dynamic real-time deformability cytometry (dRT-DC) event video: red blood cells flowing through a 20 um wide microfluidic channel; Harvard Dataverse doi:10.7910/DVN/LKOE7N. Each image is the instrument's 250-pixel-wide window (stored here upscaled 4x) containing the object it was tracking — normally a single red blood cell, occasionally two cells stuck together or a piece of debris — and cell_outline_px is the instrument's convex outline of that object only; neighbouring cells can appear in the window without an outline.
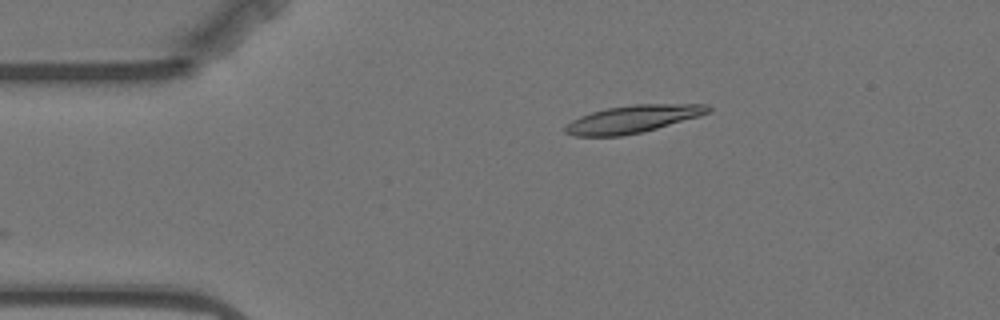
{"species": "Egyptian fruit bat (a non-hibernating species)", "species_latin": "Rousettus aegyptiacus", "temperature_condition": "warm", "stored_images_in_passage": 6, "camera_frame_rate_fps": 3000, "um_per_image_px": 0.085, "animal": {"sex": "female"}, "frame": {"image": 1, "passage_image": 1, "time_ms": 0.0, "image_size_px": [1000, 320], "cell_outline_px": [[712, 108], [708, 112], [700, 116], [656, 128], [640, 132], [620, 136], [576, 136], [564, 132], [564, 128], [572, 120], [580, 116], [592, 112], [608, 108], [632, 104], [708, 104]], "centroid_in_image_um": [53.79, 10.11], "position_along_channel_um": 31.2, "area_um2": 22.66}}